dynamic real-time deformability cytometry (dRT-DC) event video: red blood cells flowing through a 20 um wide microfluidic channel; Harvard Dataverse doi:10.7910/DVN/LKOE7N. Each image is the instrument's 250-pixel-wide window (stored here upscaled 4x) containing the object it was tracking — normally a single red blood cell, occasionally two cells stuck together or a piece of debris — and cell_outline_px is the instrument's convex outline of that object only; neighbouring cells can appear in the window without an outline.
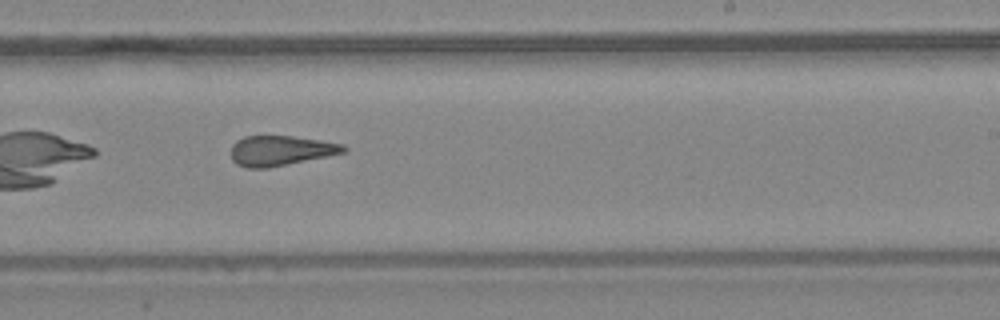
{"species": "common noctule bat (a hibernating species)", "species_latin": "Nyctalus noctula", "temperature_condition": "warm", "stored_images_in_passage": 31, "camera_frame_rate_fps": 3000, "um_per_image_px": 0.085, "animal": {"sex": "female", "body_mass_g": 24.6, "forearm_length_mm": 56.2}, "frame": {"image": 1, "passage_image": 14, "time_ms": 4.333, "image_size_px": [1000, 320], "cell_outline_px": [[348, 148], [344, 152], [328, 156], [268, 168], [248, 168], [236, 164], [232, 160], [232, 144], [236, 140], [244, 136], [292, 136], [320, 140], [344, 144]], "centroid_in_image_um": [23.85, 12.8], "position_along_channel_um": 265.2, "area_um2": 19.71}, "authors_computed_cell_mechanics": {"area_um2": 20.4612, "velocity_mm_per_s": 4.4597, "shape_relaxation_time_tau1_ms": null, "shape_relaxation_time_tau2_ms": 1.6056, "deformation_change_tau1": null, "deformation_change_tau2": 0.1}}